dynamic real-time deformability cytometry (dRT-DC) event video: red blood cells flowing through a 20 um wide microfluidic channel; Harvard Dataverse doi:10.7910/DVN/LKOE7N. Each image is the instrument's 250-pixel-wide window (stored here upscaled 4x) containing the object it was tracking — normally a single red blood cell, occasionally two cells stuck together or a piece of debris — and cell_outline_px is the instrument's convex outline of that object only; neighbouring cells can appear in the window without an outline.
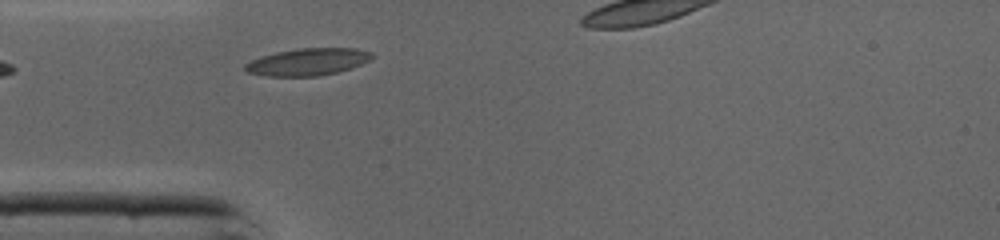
{"species": "common noctule bat (a hibernating species)", "species_latin": "Nyctalus noctula", "temperature_condition": "cold", "stored_images_in_passage": 25, "camera_frame_rate_fps": 3000, "um_per_image_px": 0.085, "animal": {"sex": "male", "body_mass_g": 19.0, "forearm_length_mm": 50.8}, "frame": {"image": 1, "passage_image": 1, "time_ms": 0.0, "image_size_px": [1000, 240], "cell_outline_px": [[376, 56], [372, 60], [352, 68], [336, 72], [316, 76], [268, 76], [248, 72], [244, 68], [244, 64], [260, 56], [276, 52], [300, 48], [356, 48], [372, 52]], "centroid_in_image_um": [26.22, 5.25], "position_along_channel_um": 58.8, "area_um2": 20.17}}
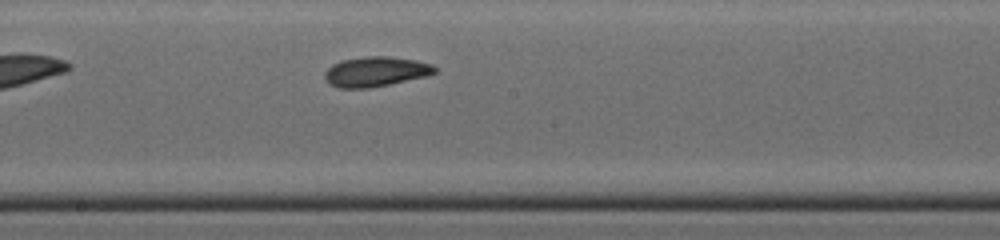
{"frame": {"image": 2, "passage_image": 12, "time_ms": 3.667, "image_size_px": [1000, 240], "cell_outline_px": [[436, 72], [428, 76], [368, 88], [340, 88], [328, 84], [324, 76], [324, 72], [332, 64], [340, 60], [364, 56], [388, 56], [416, 60], [432, 64], [436, 68]], "centroid_in_image_um": [31.91, 6.08], "position_along_channel_um": 216.3, "area_um2": 19.31}}
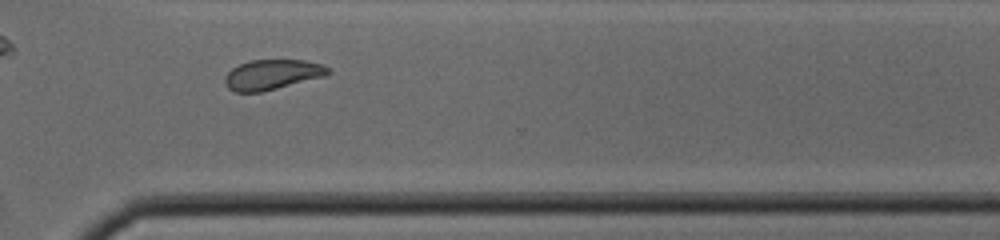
{"frame": {"image": 3, "passage_image": 21, "time_ms": 6.667, "image_size_px": [1000, 240], "cell_outline_px": [[332, 72], [324, 76], [260, 92], [236, 92], [228, 88], [224, 84], [224, 76], [232, 68], [248, 60], [304, 60], [324, 64], [332, 68]], "centroid_in_image_um": [23.14, 6.32], "position_along_channel_um": 347.5, "area_um2": 18.15}}